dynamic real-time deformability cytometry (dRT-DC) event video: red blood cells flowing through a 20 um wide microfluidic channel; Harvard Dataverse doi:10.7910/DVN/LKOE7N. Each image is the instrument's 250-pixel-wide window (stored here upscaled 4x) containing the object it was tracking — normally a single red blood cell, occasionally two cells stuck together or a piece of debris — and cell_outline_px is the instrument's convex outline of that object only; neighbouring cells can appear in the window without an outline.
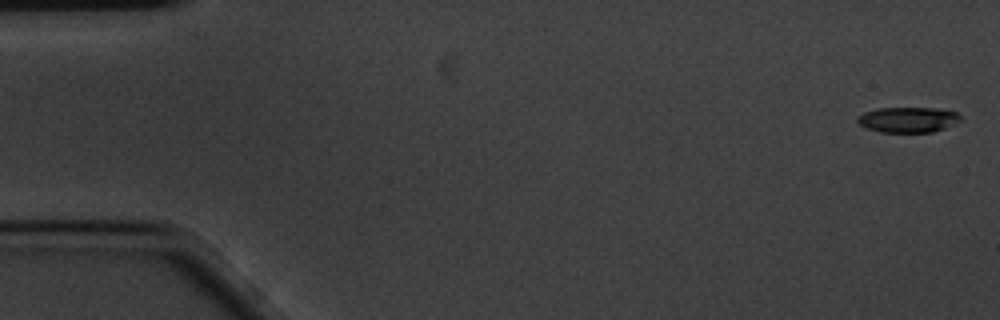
{"species": "common noctule bat (a hibernating species)", "species_latin": "Nyctalus noctula", "temperature_condition": "cold", "stored_images_in_passage": 9, "camera_frame_rate_fps": 3000, "um_per_image_px": 0.085, "animal": {"sex": "male", "body_mass_g": 20.1, "forearm_length_mm": 53.5}, "frame": {"image": 1, "passage_image": 1, "time_ms": 0.0, "image_size_px": [1000, 320], "cell_outline_px": [[960, 120], [944, 128], [932, 132], [880, 132], [864, 128], [856, 120], [856, 116], [864, 112], [876, 108], [936, 108], [956, 112], [960, 116]], "centroid_in_image_um": [77.11, 10.17], "position_along_channel_um": 7.9, "area_um2": 15.26}}
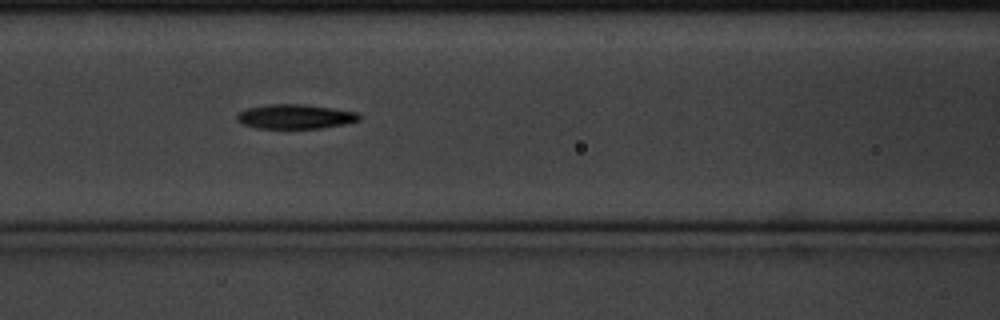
{"frame": {"image": 2, "passage_image": 7, "time_ms": 2.0, "image_size_px": [1000, 320], "cell_outline_px": [[360, 120], [344, 124], [320, 128], [256, 128], [244, 124], [236, 120], [236, 116], [240, 112], [248, 108], [268, 104], [304, 104], [332, 108], [356, 112], [360, 116]], "centroid_in_image_um": [25.08, 9.9], "position_along_channel_um": 141.5, "area_um2": 17.28}}
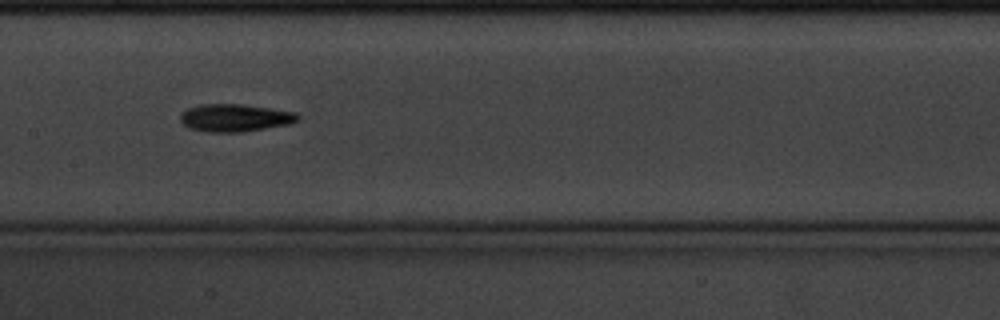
{"frame": {"image": 3, "passage_image": 8, "time_ms": 2.333, "image_size_px": [1000, 320], "cell_outline_px": [[300, 120], [288, 124], [240, 132], [208, 132], [188, 128], [180, 120], [180, 116], [188, 108], [200, 104], [244, 104], [296, 112], [300, 116]], "centroid_in_image_um": [19.98, 10.01], "position_along_channel_um": 187.4, "area_um2": 18.84}}